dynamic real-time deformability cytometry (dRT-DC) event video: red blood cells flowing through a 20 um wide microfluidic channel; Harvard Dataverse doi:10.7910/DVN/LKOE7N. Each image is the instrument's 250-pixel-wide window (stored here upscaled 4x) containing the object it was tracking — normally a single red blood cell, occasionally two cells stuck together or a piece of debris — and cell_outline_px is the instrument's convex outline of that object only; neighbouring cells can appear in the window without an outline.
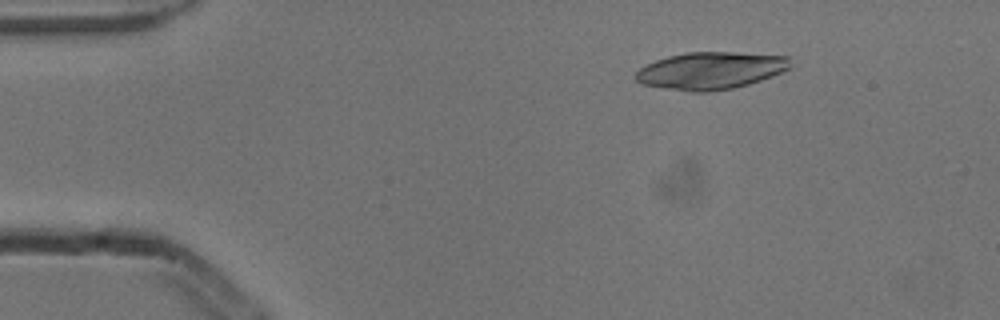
{"species": "common noctule bat (a hibernating species)", "species_latin": "Nyctalus noctula", "temperature_condition": "cold", "stored_images_in_passage": 3, "camera_frame_rate_fps": 3000, "um_per_image_px": 0.085, "animal": {"sex": "male", "body_mass_g": 13.3}, "frame": {"image": 1, "passage_image": 1, "time_ms": 0.0, "image_size_px": [1000, 320], "cell_outline_px": [[792, 68], [772, 76], [748, 84], [732, 88], [708, 92], [688, 92], [640, 84], [636, 80], [636, 72], [640, 68], [656, 60], [668, 56], [688, 52], [736, 52], [792, 56]], "centroid_in_image_um": [60.46, 6.0], "position_along_channel_um": 24.5, "area_um2": 33.87}}